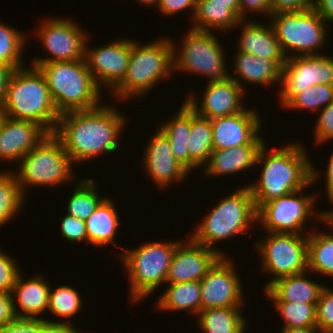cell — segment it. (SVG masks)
<instances>
[{"label":"cell","instance_id":"obj_1","mask_svg":"<svg viewBox=\"0 0 333 333\" xmlns=\"http://www.w3.org/2000/svg\"><path fill=\"white\" fill-rule=\"evenodd\" d=\"M125 118L115 107L100 104L90 110L61 114L53 134L62 142L71 161L80 164L118 151L117 138L126 125Z\"/></svg>","mask_w":333,"mask_h":333},{"label":"cell","instance_id":"obj_2","mask_svg":"<svg viewBox=\"0 0 333 333\" xmlns=\"http://www.w3.org/2000/svg\"><path fill=\"white\" fill-rule=\"evenodd\" d=\"M260 148L256 165L263 164L259 180L250 183L256 210L270 200L307 188L319 179V171L311 164L305 147L299 142L267 151Z\"/></svg>","mask_w":333,"mask_h":333},{"label":"cell","instance_id":"obj_3","mask_svg":"<svg viewBox=\"0 0 333 333\" xmlns=\"http://www.w3.org/2000/svg\"><path fill=\"white\" fill-rule=\"evenodd\" d=\"M29 67L23 66L14 72L0 106L1 113L13 119L36 122L53 133L60 115L43 73L36 66Z\"/></svg>","mask_w":333,"mask_h":333},{"label":"cell","instance_id":"obj_4","mask_svg":"<svg viewBox=\"0 0 333 333\" xmlns=\"http://www.w3.org/2000/svg\"><path fill=\"white\" fill-rule=\"evenodd\" d=\"M43 73L59 115L98 107L101 91L85 58L75 61L31 63Z\"/></svg>","mask_w":333,"mask_h":333},{"label":"cell","instance_id":"obj_5","mask_svg":"<svg viewBox=\"0 0 333 333\" xmlns=\"http://www.w3.org/2000/svg\"><path fill=\"white\" fill-rule=\"evenodd\" d=\"M172 42L159 38L140 45L132 40V48L127 72L123 80L112 90L120 101L142 99L162 79L173 71Z\"/></svg>","mask_w":333,"mask_h":333},{"label":"cell","instance_id":"obj_6","mask_svg":"<svg viewBox=\"0 0 333 333\" xmlns=\"http://www.w3.org/2000/svg\"><path fill=\"white\" fill-rule=\"evenodd\" d=\"M206 215L190 238L198 244L218 251L222 256H225L223 251L213 247L214 243L228 240L238 234L244 236L254 222L257 224V210L248 186L236 189Z\"/></svg>","mask_w":333,"mask_h":333},{"label":"cell","instance_id":"obj_7","mask_svg":"<svg viewBox=\"0 0 333 333\" xmlns=\"http://www.w3.org/2000/svg\"><path fill=\"white\" fill-rule=\"evenodd\" d=\"M179 243L148 241L136 249H127L121 254L119 259L127 268L132 303L140 302L166 283L169 266Z\"/></svg>","mask_w":333,"mask_h":333},{"label":"cell","instance_id":"obj_8","mask_svg":"<svg viewBox=\"0 0 333 333\" xmlns=\"http://www.w3.org/2000/svg\"><path fill=\"white\" fill-rule=\"evenodd\" d=\"M73 162L65 151L62 142L49 133L38 145L29 151L19 162L15 173L21 191L26 197L27 185L53 186L72 181ZM26 189V190H25Z\"/></svg>","mask_w":333,"mask_h":333},{"label":"cell","instance_id":"obj_9","mask_svg":"<svg viewBox=\"0 0 333 333\" xmlns=\"http://www.w3.org/2000/svg\"><path fill=\"white\" fill-rule=\"evenodd\" d=\"M171 42L173 71L205 75L207 83L231 79L224 60L226 52L214 33L191 28L182 38L180 51L176 49V42Z\"/></svg>","mask_w":333,"mask_h":333},{"label":"cell","instance_id":"obj_10","mask_svg":"<svg viewBox=\"0 0 333 333\" xmlns=\"http://www.w3.org/2000/svg\"><path fill=\"white\" fill-rule=\"evenodd\" d=\"M270 17L286 59L323 54L319 51L325 46L328 24L314 8L298 12H280L271 14ZM290 51L295 54L290 55Z\"/></svg>","mask_w":333,"mask_h":333},{"label":"cell","instance_id":"obj_11","mask_svg":"<svg viewBox=\"0 0 333 333\" xmlns=\"http://www.w3.org/2000/svg\"><path fill=\"white\" fill-rule=\"evenodd\" d=\"M307 235L268 232L256 245L264 273L273 274L266 289L276 279L308 272Z\"/></svg>","mask_w":333,"mask_h":333},{"label":"cell","instance_id":"obj_12","mask_svg":"<svg viewBox=\"0 0 333 333\" xmlns=\"http://www.w3.org/2000/svg\"><path fill=\"white\" fill-rule=\"evenodd\" d=\"M303 190H298L263 204L257 210V224H261L267 233L304 235L301 230L304 224L308 222L310 215L316 214V219L323 221V211L316 213L313 208L316 203V195H302Z\"/></svg>","mask_w":333,"mask_h":333},{"label":"cell","instance_id":"obj_13","mask_svg":"<svg viewBox=\"0 0 333 333\" xmlns=\"http://www.w3.org/2000/svg\"><path fill=\"white\" fill-rule=\"evenodd\" d=\"M70 19H45L35 31L49 52L48 58H34L31 63L75 61L84 59L86 41L89 36L84 28Z\"/></svg>","mask_w":333,"mask_h":333},{"label":"cell","instance_id":"obj_14","mask_svg":"<svg viewBox=\"0 0 333 333\" xmlns=\"http://www.w3.org/2000/svg\"><path fill=\"white\" fill-rule=\"evenodd\" d=\"M317 84L333 85V57L320 54L287 58L278 93L282 107L296 94Z\"/></svg>","mask_w":333,"mask_h":333},{"label":"cell","instance_id":"obj_15","mask_svg":"<svg viewBox=\"0 0 333 333\" xmlns=\"http://www.w3.org/2000/svg\"><path fill=\"white\" fill-rule=\"evenodd\" d=\"M232 261L222 256L200 281L201 310L244 305L242 282Z\"/></svg>","mask_w":333,"mask_h":333},{"label":"cell","instance_id":"obj_16","mask_svg":"<svg viewBox=\"0 0 333 333\" xmlns=\"http://www.w3.org/2000/svg\"><path fill=\"white\" fill-rule=\"evenodd\" d=\"M89 37L85 47V61L96 85L112 90L126 75L131 55L132 39H117L107 45L89 48ZM102 85V86H101ZM105 85V86H104Z\"/></svg>","mask_w":333,"mask_h":333},{"label":"cell","instance_id":"obj_17","mask_svg":"<svg viewBox=\"0 0 333 333\" xmlns=\"http://www.w3.org/2000/svg\"><path fill=\"white\" fill-rule=\"evenodd\" d=\"M169 266L167 283L201 281L222 255L211 248L194 242L179 240Z\"/></svg>","mask_w":333,"mask_h":333},{"label":"cell","instance_id":"obj_18","mask_svg":"<svg viewBox=\"0 0 333 333\" xmlns=\"http://www.w3.org/2000/svg\"><path fill=\"white\" fill-rule=\"evenodd\" d=\"M245 93L233 79H229L225 82L207 83L200 103L193 93L184 101L197 115L212 120L242 112L244 106L241 99Z\"/></svg>","mask_w":333,"mask_h":333},{"label":"cell","instance_id":"obj_19","mask_svg":"<svg viewBox=\"0 0 333 333\" xmlns=\"http://www.w3.org/2000/svg\"><path fill=\"white\" fill-rule=\"evenodd\" d=\"M148 142L143 167L152 181L165 188L171 185V182H180L187 178L190 171L175 158L169 139L159 128Z\"/></svg>","mask_w":333,"mask_h":333},{"label":"cell","instance_id":"obj_20","mask_svg":"<svg viewBox=\"0 0 333 333\" xmlns=\"http://www.w3.org/2000/svg\"><path fill=\"white\" fill-rule=\"evenodd\" d=\"M49 132L40 124L2 116L0 120V159L20 162Z\"/></svg>","mask_w":333,"mask_h":333},{"label":"cell","instance_id":"obj_21","mask_svg":"<svg viewBox=\"0 0 333 333\" xmlns=\"http://www.w3.org/2000/svg\"><path fill=\"white\" fill-rule=\"evenodd\" d=\"M255 109L211 120L213 150L249 144L260 134L261 118Z\"/></svg>","mask_w":333,"mask_h":333},{"label":"cell","instance_id":"obj_22","mask_svg":"<svg viewBox=\"0 0 333 333\" xmlns=\"http://www.w3.org/2000/svg\"><path fill=\"white\" fill-rule=\"evenodd\" d=\"M264 139L259 134L249 143L223 150H213L206 164L202 167L205 176L217 177L235 174L256 165Z\"/></svg>","mask_w":333,"mask_h":333},{"label":"cell","instance_id":"obj_23","mask_svg":"<svg viewBox=\"0 0 333 333\" xmlns=\"http://www.w3.org/2000/svg\"><path fill=\"white\" fill-rule=\"evenodd\" d=\"M241 35L238 40L237 52L252 54L259 58H265L273 61H286L279 41L276 38L275 31L269 20V23H259L247 18L239 23Z\"/></svg>","mask_w":333,"mask_h":333},{"label":"cell","instance_id":"obj_24","mask_svg":"<svg viewBox=\"0 0 333 333\" xmlns=\"http://www.w3.org/2000/svg\"><path fill=\"white\" fill-rule=\"evenodd\" d=\"M29 278L24 280L20 272L11 292L14 312L18 318H39L48 309L49 283L41 274Z\"/></svg>","mask_w":333,"mask_h":333},{"label":"cell","instance_id":"obj_25","mask_svg":"<svg viewBox=\"0 0 333 333\" xmlns=\"http://www.w3.org/2000/svg\"><path fill=\"white\" fill-rule=\"evenodd\" d=\"M234 73L230 74L231 79H233L245 92L244 83H255L258 85H277L276 83H281L282 67L285 61H273L265 58H259L252 54H247L243 52H237L234 54Z\"/></svg>","mask_w":333,"mask_h":333},{"label":"cell","instance_id":"obj_26","mask_svg":"<svg viewBox=\"0 0 333 333\" xmlns=\"http://www.w3.org/2000/svg\"><path fill=\"white\" fill-rule=\"evenodd\" d=\"M308 273L284 276L276 279L266 289V297L271 301L303 302L316 304L325 287L307 278Z\"/></svg>","mask_w":333,"mask_h":333},{"label":"cell","instance_id":"obj_27","mask_svg":"<svg viewBox=\"0 0 333 333\" xmlns=\"http://www.w3.org/2000/svg\"><path fill=\"white\" fill-rule=\"evenodd\" d=\"M120 218L111 198H105L94 213L85 220L88 233V244L104 247L115 243L120 228Z\"/></svg>","mask_w":333,"mask_h":333},{"label":"cell","instance_id":"obj_28","mask_svg":"<svg viewBox=\"0 0 333 333\" xmlns=\"http://www.w3.org/2000/svg\"><path fill=\"white\" fill-rule=\"evenodd\" d=\"M157 310L191 311L196 315L201 311L200 281L168 283L166 290L158 297Z\"/></svg>","mask_w":333,"mask_h":333},{"label":"cell","instance_id":"obj_29","mask_svg":"<svg viewBox=\"0 0 333 333\" xmlns=\"http://www.w3.org/2000/svg\"><path fill=\"white\" fill-rule=\"evenodd\" d=\"M241 308L243 306L201 310L197 314V325L203 333H244L247 322Z\"/></svg>","mask_w":333,"mask_h":333},{"label":"cell","instance_id":"obj_30","mask_svg":"<svg viewBox=\"0 0 333 333\" xmlns=\"http://www.w3.org/2000/svg\"><path fill=\"white\" fill-rule=\"evenodd\" d=\"M187 149L189 152V171L204 166L213 151L211 120L200 117L191 108Z\"/></svg>","mask_w":333,"mask_h":333},{"label":"cell","instance_id":"obj_31","mask_svg":"<svg viewBox=\"0 0 333 333\" xmlns=\"http://www.w3.org/2000/svg\"><path fill=\"white\" fill-rule=\"evenodd\" d=\"M192 29L212 32L227 31L231 27H239L242 20L232 9L226 5L210 4V0H197Z\"/></svg>","mask_w":333,"mask_h":333},{"label":"cell","instance_id":"obj_32","mask_svg":"<svg viewBox=\"0 0 333 333\" xmlns=\"http://www.w3.org/2000/svg\"><path fill=\"white\" fill-rule=\"evenodd\" d=\"M159 128L169 139L175 158L189 170L190 107L184 101L177 115Z\"/></svg>","mask_w":333,"mask_h":333},{"label":"cell","instance_id":"obj_33","mask_svg":"<svg viewBox=\"0 0 333 333\" xmlns=\"http://www.w3.org/2000/svg\"><path fill=\"white\" fill-rule=\"evenodd\" d=\"M320 233L308 232V272L333 277V232Z\"/></svg>","mask_w":333,"mask_h":333},{"label":"cell","instance_id":"obj_34","mask_svg":"<svg viewBox=\"0 0 333 333\" xmlns=\"http://www.w3.org/2000/svg\"><path fill=\"white\" fill-rule=\"evenodd\" d=\"M78 183L67 202L66 209L68 215L85 221L106 197L97 192L94 180L86 178Z\"/></svg>","mask_w":333,"mask_h":333},{"label":"cell","instance_id":"obj_35","mask_svg":"<svg viewBox=\"0 0 333 333\" xmlns=\"http://www.w3.org/2000/svg\"><path fill=\"white\" fill-rule=\"evenodd\" d=\"M27 197L21 191L13 170L0 172V227L14 218Z\"/></svg>","mask_w":333,"mask_h":333},{"label":"cell","instance_id":"obj_36","mask_svg":"<svg viewBox=\"0 0 333 333\" xmlns=\"http://www.w3.org/2000/svg\"><path fill=\"white\" fill-rule=\"evenodd\" d=\"M27 37L13 26L0 21V62L12 67L20 68L22 64V53L26 47ZM25 45V46H24Z\"/></svg>","mask_w":333,"mask_h":333},{"label":"cell","instance_id":"obj_37","mask_svg":"<svg viewBox=\"0 0 333 333\" xmlns=\"http://www.w3.org/2000/svg\"><path fill=\"white\" fill-rule=\"evenodd\" d=\"M272 302L284 321L282 329L317 326L316 304L286 301Z\"/></svg>","mask_w":333,"mask_h":333},{"label":"cell","instance_id":"obj_38","mask_svg":"<svg viewBox=\"0 0 333 333\" xmlns=\"http://www.w3.org/2000/svg\"><path fill=\"white\" fill-rule=\"evenodd\" d=\"M83 300L71 286L50 287L48 311L60 319L70 318L82 310Z\"/></svg>","mask_w":333,"mask_h":333},{"label":"cell","instance_id":"obj_39","mask_svg":"<svg viewBox=\"0 0 333 333\" xmlns=\"http://www.w3.org/2000/svg\"><path fill=\"white\" fill-rule=\"evenodd\" d=\"M333 101V85L317 84L296 94L285 106L288 109H305L317 113Z\"/></svg>","mask_w":333,"mask_h":333},{"label":"cell","instance_id":"obj_40","mask_svg":"<svg viewBox=\"0 0 333 333\" xmlns=\"http://www.w3.org/2000/svg\"><path fill=\"white\" fill-rule=\"evenodd\" d=\"M316 324L323 333H333V289L324 287L316 303Z\"/></svg>","mask_w":333,"mask_h":333},{"label":"cell","instance_id":"obj_41","mask_svg":"<svg viewBox=\"0 0 333 333\" xmlns=\"http://www.w3.org/2000/svg\"><path fill=\"white\" fill-rule=\"evenodd\" d=\"M12 258L0 250V292L11 293L21 272L15 259Z\"/></svg>","mask_w":333,"mask_h":333},{"label":"cell","instance_id":"obj_42","mask_svg":"<svg viewBox=\"0 0 333 333\" xmlns=\"http://www.w3.org/2000/svg\"><path fill=\"white\" fill-rule=\"evenodd\" d=\"M60 223L61 234L67 241L72 243L86 241L88 244V233L84 220L67 214Z\"/></svg>","mask_w":333,"mask_h":333},{"label":"cell","instance_id":"obj_43","mask_svg":"<svg viewBox=\"0 0 333 333\" xmlns=\"http://www.w3.org/2000/svg\"><path fill=\"white\" fill-rule=\"evenodd\" d=\"M316 127L314 128L315 141L318 144H325V142L333 139V101L320 111Z\"/></svg>","mask_w":333,"mask_h":333},{"label":"cell","instance_id":"obj_44","mask_svg":"<svg viewBox=\"0 0 333 333\" xmlns=\"http://www.w3.org/2000/svg\"><path fill=\"white\" fill-rule=\"evenodd\" d=\"M314 4L315 0H270L271 14L310 10Z\"/></svg>","mask_w":333,"mask_h":333},{"label":"cell","instance_id":"obj_45","mask_svg":"<svg viewBox=\"0 0 333 333\" xmlns=\"http://www.w3.org/2000/svg\"><path fill=\"white\" fill-rule=\"evenodd\" d=\"M197 0H159L158 10L163 15L173 16L185 9H191L192 17L196 11Z\"/></svg>","mask_w":333,"mask_h":333},{"label":"cell","instance_id":"obj_46","mask_svg":"<svg viewBox=\"0 0 333 333\" xmlns=\"http://www.w3.org/2000/svg\"><path fill=\"white\" fill-rule=\"evenodd\" d=\"M41 318H37V333H81L75 329L76 327H74V324H71L70 320L53 322L45 318L43 319V316Z\"/></svg>","mask_w":333,"mask_h":333},{"label":"cell","instance_id":"obj_47","mask_svg":"<svg viewBox=\"0 0 333 333\" xmlns=\"http://www.w3.org/2000/svg\"><path fill=\"white\" fill-rule=\"evenodd\" d=\"M1 333H37V318H18L6 323Z\"/></svg>","mask_w":333,"mask_h":333},{"label":"cell","instance_id":"obj_48","mask_svg":"<svg viewBox=\"0 0 333 333\" xmlns=\"http://www.w3.org/2000/svg\"><path fill=\"white\" fill-rule=\"evenodd\" d=\"M250 12H254V14H267L270 17V0H239V17L245 20V14H249Z\"/></svg>","mask_w":333,"mask_h":333},{"label":"cell","instance_id":"obj_49","mask_svg":"<svg viewBox=\"0 0 333 333\" xmlns=\"http://www.w3.org/2000/svg\"><path fill=\"white\" fill-rule=\"evenodd\" d=\"M16 318L11 293L0 292V329Z\"/></svg>","mask_w":333,"mask_h":333},{"label":"cell","instance_id":"obj_50","mask_svg":"<svg viewBox=\"0 0 333 333\" xmlns=\"http://www.w3.org/2000/svg\"><path fill=\"white\" fill-rule=\"evenodd\" d=\"M15 71V67L0 62V106L6 98L7 87Z\"/></svg>","mask_w":333,"mask_h":333},{"label":"cell","instance_id":"obj_51","mask_svg":"<svg viewBox=\"0 0 333 333\" xmlns=\"http://www.w3.org/2000/svg\"><path fill=\"white\" fill-rule=\"evenodd\" d=\"M314 9L327 24L333 22V0H315Z\"/></svg>","mask_w":333,"mask_h":333},{"label":"cell","instance_id":"obj_52","mask_svg":"<svg viewBox=\"0 0 333 333\" xmlns=\"http://www.w3.org/2000/svg\"><path fill=\"white\" fill-rule=\"evenodd\" d=\"M323 177H325L326 180V196L328 197L327 199H329L333 195V154H331L329 158V163Z\"/></svg>","mask_w":333,"mask_h":333},{"label":"cell","instance_id":"obj_53","mask_svg":"<svg viewBox=\"0 0 333 333\" xmlns=\"http://www.w3.org/2000/svg\"><path fill=\"white\" fill-rule=\"evenodd\" d=\"M281 333H323L317 326L284 328Z\"/></svg>","mask_w":333,"mask_h":333},{"label":"cell","instance_id":"obj_54","mask_svg":"<svg viewBox=\"0 0 333 333\" xmlns=\"http://www.w3.org/2000/svg\"><path fill=\"white\" fill-rule=\"evenodd\" d=\"M210 4L226 5L239 16V0H210Z\"/></svg>","mask_w":333,"mask_h":333},{"label":"cell","instance_id":"obj_55","mask_svg":"<svg viewBox=\"0 0 333 333\" xmlns=\"http://www.w3.org/2000/svg\"><path fill=\"white\" fill-rule=\"evenodd\" d=\"M324 224H328L329 227L333 230V212H323V221Z\"/></svg>","mask_w":333,"mask_h":333},{"label":"cell","instance_id":"obj_56","mask_svg":"<svg viewBox=\"0 0 333 333\" xmlns=\"http://www.w3.org/2000/svg\"><path fill=\"white\" fill-rule=\"evenodd\" d=\"M137 1H139L141 4L143 3L147 7L148 6H153V5L155 7V5H156V8H157L158 3H159V0H137Z\"/></svg>","mask_w":333,"mask_h":333},{"label":"cell","instance_id":"obj_57","mask_svg":"<svg viewBox=\"0 0 333 333\" xmlns=\"http://www.w3.org/2000/svg\"><path fill=\"white\" fill-rule=\"evenodd\" d=\"M329 201L328 202H330L331 204L333 203V195L328 199ZM333 205V204H332ZM323 212H333V209L330 211H323Z\"/></svg>","mask_w":333,"mask_h":333},{"label":"cell","instance_id":"obj_58","mask_svg":"<svg viewBox=\"0 0 333 333\" xmlns=\"http://www.w3.org/2000/svg\"><path fill=\"white\" fill-rule=\"evenodd\" d=\"M2 116H3V115H2L1 110H0V120H1Z\"/></svg>","mask_w":333,"mask_h":333}]
</instances>
